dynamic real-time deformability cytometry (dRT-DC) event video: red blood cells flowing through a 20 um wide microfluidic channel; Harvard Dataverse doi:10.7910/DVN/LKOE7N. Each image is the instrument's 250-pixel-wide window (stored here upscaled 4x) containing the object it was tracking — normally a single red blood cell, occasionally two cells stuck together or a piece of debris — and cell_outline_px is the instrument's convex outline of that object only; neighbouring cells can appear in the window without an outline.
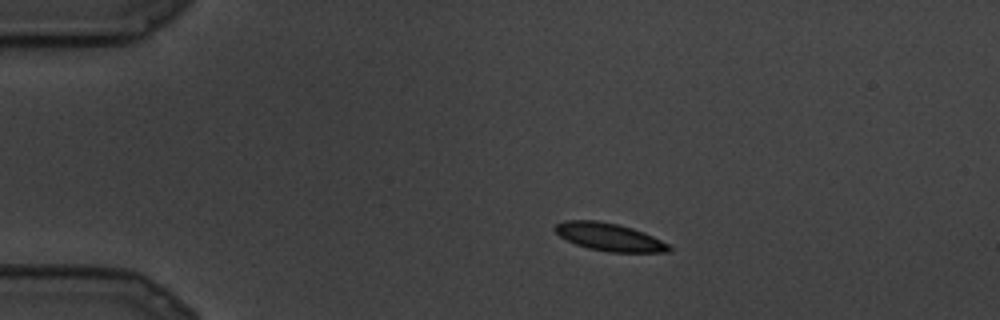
{"species": "common noctule bat (a hibernating species)", "species_latin": "Nyctalus noctula", "temperature_condition": "cold", "stored_images_in_passage": 9, "camera_frame_rate_fps": 3000, "um_per_image_px": 0.085, "animal": {"sex": "male", "body_mass_g": 19.5, "forearm_length_mm": 54.6}, "frame": {"image": 1, "passage_image": 4, "time_ms": 1.0, "image_size_px": [1000, 320], "cell_outline_px": [[672, 248], [668, 252], [608, 252], [588, 248], [576, 244], [560, 236], [552, 228], [556, 224], [564, 220], [596, 220], [616, 224], [632, 228], [644, 232], [668, 244]], "centroid_in_image_um": [51.76, 20.14], "position_along_channel_um": 33.2, "area_um2": 18.32}}
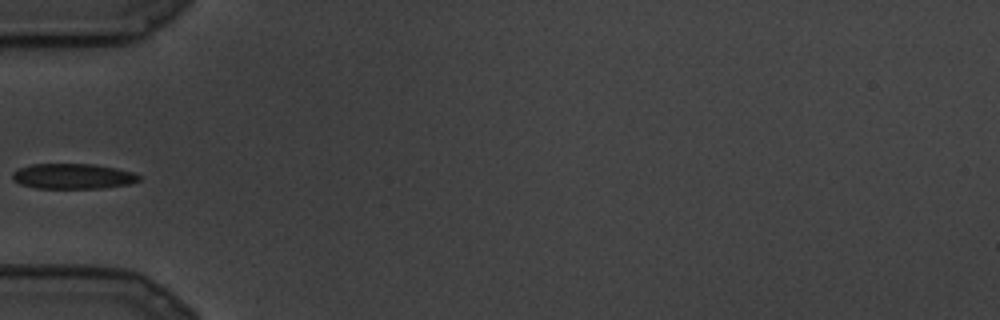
{"frame": {"image": 2, "passage_image": 8, "time_ms": 2.333, "image_size_px": [1000, 320], "cell_outline_px": [[140, 180], [128, 184], [100, 188], [36, 188], [20, 184], [12, 176], [12, 172], [20, 168], [32, 164], [92, 164], [116, 168], [132, 172], [140, 176]], "centroid_in_image_um": [6.19, 14.98], "position_along_channel_um": 78.8, "area_um2": 18.44}}